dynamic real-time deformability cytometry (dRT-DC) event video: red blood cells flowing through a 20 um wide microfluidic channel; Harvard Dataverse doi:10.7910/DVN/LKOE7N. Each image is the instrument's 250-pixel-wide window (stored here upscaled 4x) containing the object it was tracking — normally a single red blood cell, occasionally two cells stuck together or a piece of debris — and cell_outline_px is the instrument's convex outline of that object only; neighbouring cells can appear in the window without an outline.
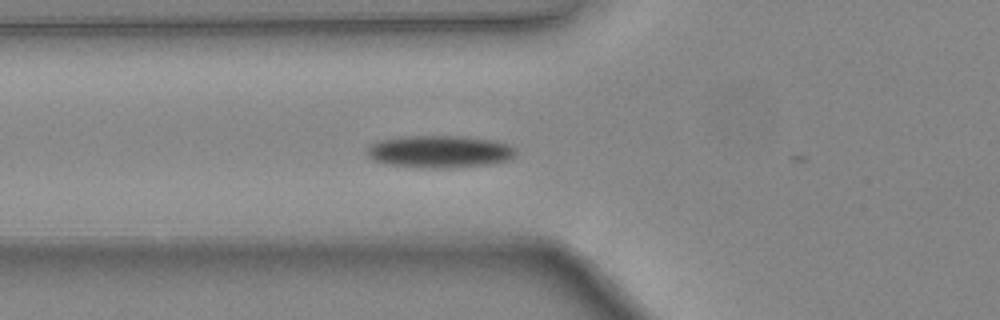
{"species": "common noctule bat (a hibernating species)", "species_latin": "Nyctalus noctula", "temperature_condition": "warm", "stored_images_in_passage": 24, "camera_frame_rate_fps": 3000, "um_per_image_px": 0.085, "animal": {"sex": "female", "body_mass_g": 24.6, "forearm_length_mm": 56.2}, "frame": {"image": 1, "passage_image": 2, "time_ms": 0.333, "image_size_px": [1000, 320], "cell_outline_px": [[516, 156], [508, 160], [488, 164], [448, 168], [420, 168], [388, 164], [372, 160], [368, 156], [368, 148], [372, 144], [380, 140], [400, 136], [464, 136], [492, 140], [508, 144], [516, 148]], "centroid_in_image_um": [37.38, 12.88], "position_along_channel_um": 88.4, "area_um2": 28.15}}
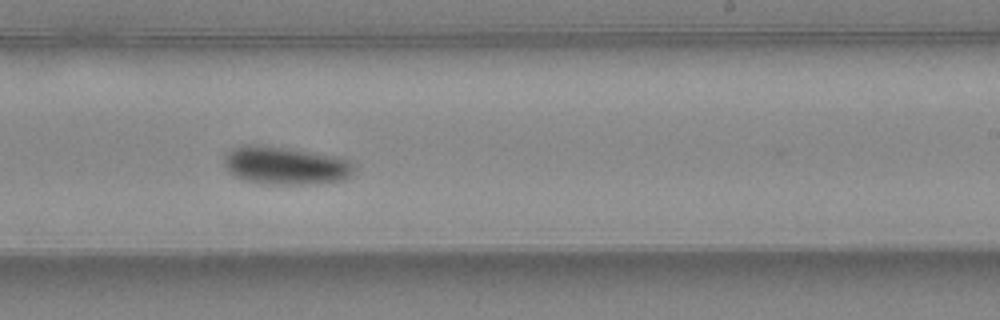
{"frame": {"image": 2, "passage_image": 14, "time_ms": 4.333, "image_size_px": [1000, 320], "cell_outline_px": [[356, 168], [352, 176], [344, 180], [308, 184], [264, 184], [244, 180], [228, 172], [224, 164], [224, 156], [232, 148], [248, 144], [252, 144], [288, 148], [332, 156], [348, 160]], "centroid_in_image_um": [24.24, 14.08], "position_along_channel_um": 264.8, "area_um2": 28.73}}
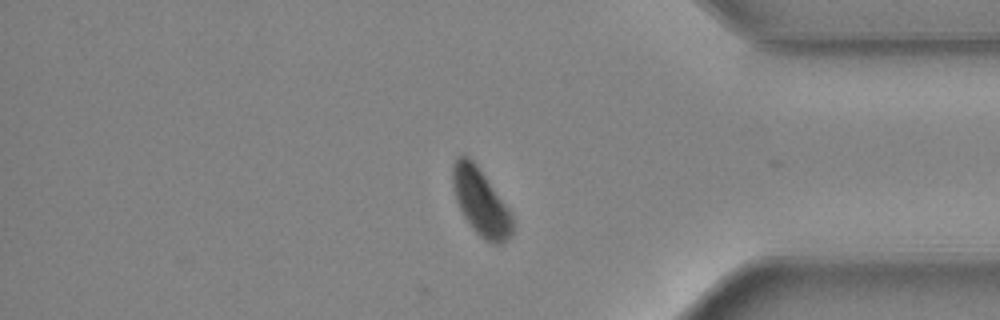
{"frame": {"image": 3, "passage_image": 24, "time_ms": 7.667, "image_size_px": [1000, 320], "cell_outline_px": [[512, 236], [500, 244], [492, 244], [484, 240], [472, 228], [464, 216], [456, 200], [452, 184], [452, 164], [456, 156], [468, 156], [476, 164], [512, 212]], "centroid_in_image_um": [40.86, 17.18], "position_along_channel_um": 394.3, "area_um2": 23.29}, "authors_computed_cell_mechanics": {"area_um2": 28.0041, "velocity_mm_per_s": 4.3913, "shape_relaxation_time_tau1_ms": 2.1428, "shape_relaxation_time_tau2_ms": null, "deformation_change_tau1": 0.0779, "deformation_change_tau2": null}}